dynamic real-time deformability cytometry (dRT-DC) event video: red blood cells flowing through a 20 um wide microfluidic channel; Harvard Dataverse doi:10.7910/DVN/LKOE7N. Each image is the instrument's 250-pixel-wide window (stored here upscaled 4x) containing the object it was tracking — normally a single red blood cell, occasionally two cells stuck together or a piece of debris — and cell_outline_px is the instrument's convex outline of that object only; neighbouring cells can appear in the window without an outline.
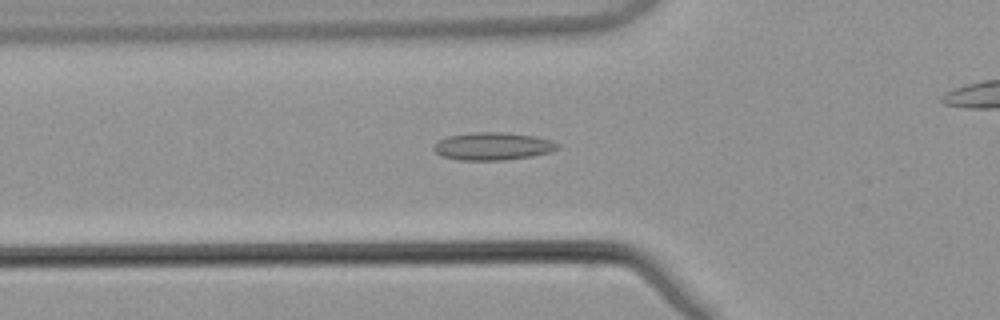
{"species": "common noctule bat (a hibernating species)", "species_latin": "Nyctalus noctula", "temperature_condition": "warm", "stored_images_in_passage": 48, "camera_frame_rate_fps": 3000, "um_per_image_px": 0.085, "animal": {"sex": "male", "body_mass_g": 21.5, "forearm_length_mm": 52.0}, "frame": {"image": 1, "passage_image": 19, "time_ms": 6.0, "image_size_px": [1000, 320], "cell_outline_px": [[560, 144], [552, 152], [532, 156], [504, 160], [460, 160], [440, 156], [432, 148], [432, 144], [448, 136], [472, 132], [504, 132], [536, 136], [552, 140]], "centroid_in_image_um": [41.88, 12.43], "position_along_channel_um": 83.9, "area_um2": 20.17}}
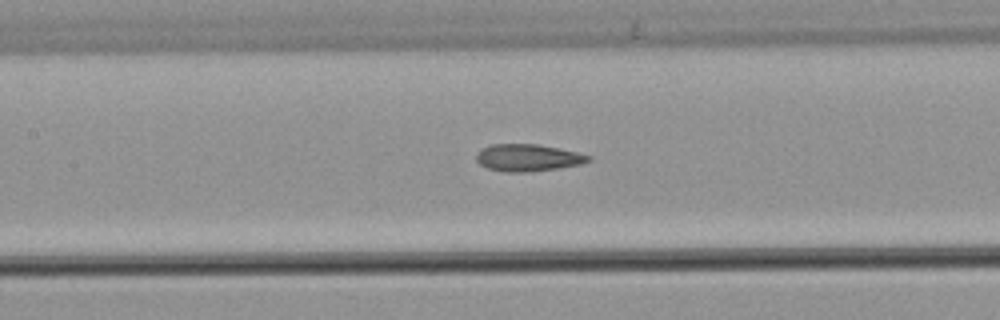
{"frame": {"image": 2, "passage_image": 25, "time_ms": 8.0, "image_size_px": [1000, 320], "cell_outline_px": [[592, 160], [580, 164], [532, 172], [504, 172], [488, 168], [480, 164], [476, 160], [476, 152], [480, 148], [492, 144], [536, 144], [560, 148], [592, 156]], "centroid_in_image_um": [44.84, 13.4], "position_along_channel_um": 162.6, "area_um2": 17.8}}
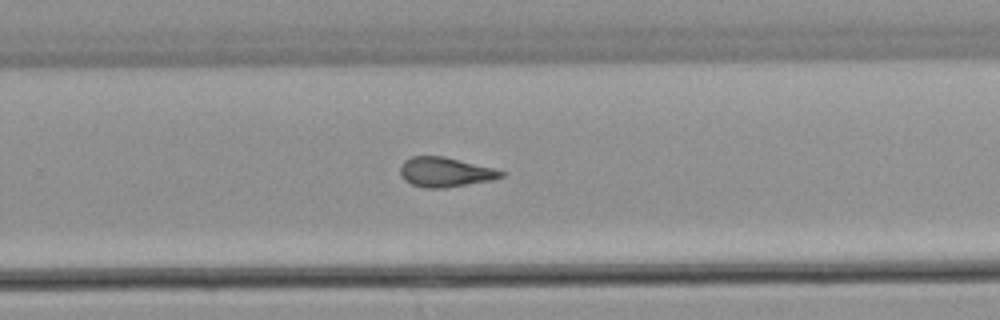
{"frame": {"image": 3, "passage_image": 35, "time_ms": 11.333, "image_size_px": [1000, 320], "cell_outline_px": [[504, 176], [492, 180], [444, 188], [424, 188], [412, 184], [404, 180], [400, 176], [400, 164], [404, 160], [412, 156], [444, 156], [492, 168], [504, 172]], "centroid_in_image_um": [37.79, 14.63], "position_along_channel_um": 292.0, "area_um2": 17.4}}